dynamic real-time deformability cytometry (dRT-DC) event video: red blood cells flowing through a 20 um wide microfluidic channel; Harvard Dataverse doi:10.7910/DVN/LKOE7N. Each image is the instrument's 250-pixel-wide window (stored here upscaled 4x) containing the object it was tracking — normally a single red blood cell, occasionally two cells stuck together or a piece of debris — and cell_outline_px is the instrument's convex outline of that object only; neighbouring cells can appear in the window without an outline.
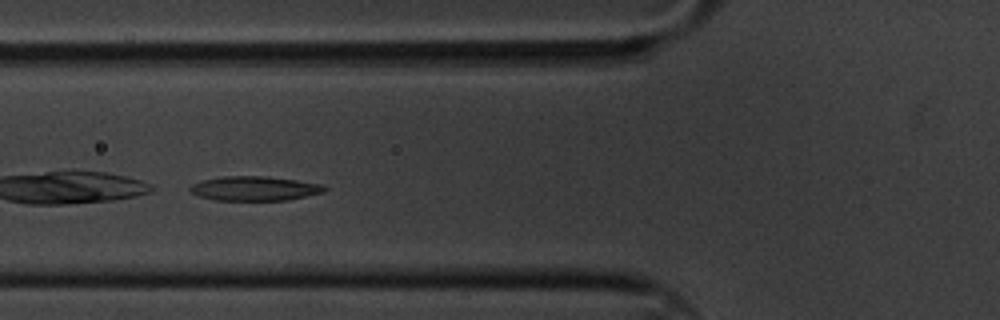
{"species": "common noctule bat (a hibernating species)", "species_latin": "Nyctalus noctula", "temperature_condition": "cold", "stored_images_in_passage": 7, "camera_frame_rate_fps": 3000, "um_per_image_px": 0.085, "animal": {"sex": "male", "body_mass_g": 20.1, "forearm_length_mm": 53.5}, "frame": {"image": 1, "passage_image": 6, "time_ms": 1.667, "image_size_px": [1000, 320], "cell_outline_px": [[328, 188], [324, 192], [288, 200], [212, 200], [196, 196], [188, 188], [192, 184], [200, 180], [220, 176], [268, 176], [324, 184]], "centroid_in_image_um": [21.61, 16.01], "position_along_channel_um": 104.2, "area_um2": 19.42}}
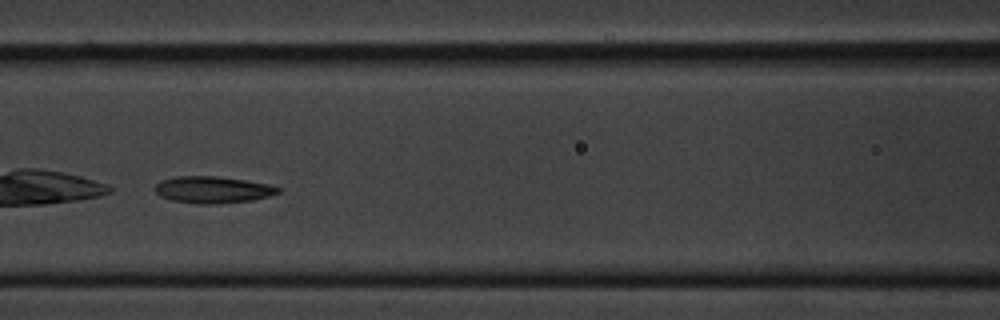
{"frame": {"image": 2, "passage_image": 7, "time_ms": 2.0, "image_size_px": [1000, 320], "cell_outline_px": [[284, 188], [280, 192], [268, 196], [252, 200], [220, 204], [200, 204], [172, 200], [160, 196], [152, 188], [160, 180], [176, 176], [216, 176], [244, 180], [268, 184]], "centroid_in_image_um": [18.07, 16.12], "position_along_channel_um": 148.5, "area_um2": 19.36}}